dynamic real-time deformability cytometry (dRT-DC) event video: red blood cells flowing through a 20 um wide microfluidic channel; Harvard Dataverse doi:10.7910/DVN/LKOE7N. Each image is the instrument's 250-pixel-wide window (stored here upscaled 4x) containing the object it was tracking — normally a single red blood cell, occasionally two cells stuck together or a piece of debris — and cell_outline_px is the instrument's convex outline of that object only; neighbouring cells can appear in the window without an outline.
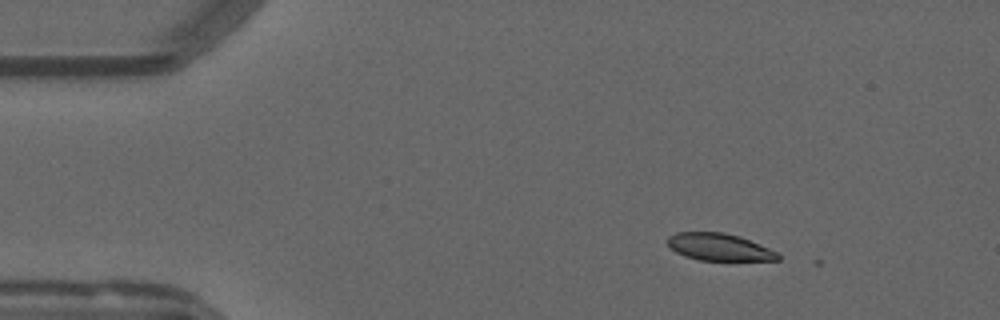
{"species": "common noctule bat (a hibernating species)", "species_latin": "Nyctalus noctula", "temperature_condition": "warm", "stored_images_in_passage": 10, "camera_frame_rate_fps": 3000, "um_per_image_px": 0.085, "animal": {"sex": "male", "forearm_length_mm": 52.5}, "frame": {"image": 1, "passage_image": 2, "time_ms": 0.333, "image_size_px": [1000, 320], "cell_outline_px": [[780, 260], [700, 260], [684, 256], [668, 248], [668, 236], [676, 232], [724, 232], [740, 236], [780, 252]], "centroid_in_image_um": [61.14, 20.99], "position_along_channel_um": 23.9, "area_um2": 17.69}}